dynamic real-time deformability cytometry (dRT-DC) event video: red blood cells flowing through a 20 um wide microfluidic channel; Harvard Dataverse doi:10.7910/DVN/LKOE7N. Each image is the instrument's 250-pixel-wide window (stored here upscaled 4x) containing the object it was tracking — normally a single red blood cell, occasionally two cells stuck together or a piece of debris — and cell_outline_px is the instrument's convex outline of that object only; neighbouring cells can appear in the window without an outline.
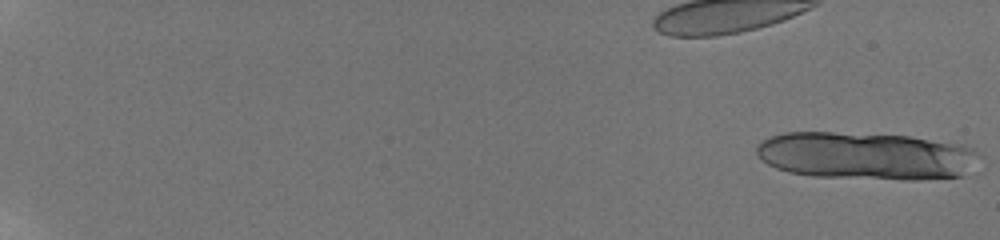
{"species": "human", "species_latin": "Homo sapiens", "temperature_condition": "room temperature", "stored_images_in_passage": 20, "camera_frame_rate_fps": 3000, "um_per_image_px": 0.085, "donor": {"sex": "male"}, "frame": {"image": 1, "passage_image": 1, "time_ms": 0.0, "image_size_px": [1000, 240], "cell_outline_px": [[984, 156], [960, 176], [920, 180], [904, 180], [812, 176], [788, 172], [776, 168], [768, 164], [756, 152], [756, 144], [760, 140], [784, 132], [832, 132], [908, 136], [960, 144], [972, 148]], "centroid_in_image_um": [73.61, 13.25], "position_along_channel_um": 11.4, "area_um2": 62.08}}